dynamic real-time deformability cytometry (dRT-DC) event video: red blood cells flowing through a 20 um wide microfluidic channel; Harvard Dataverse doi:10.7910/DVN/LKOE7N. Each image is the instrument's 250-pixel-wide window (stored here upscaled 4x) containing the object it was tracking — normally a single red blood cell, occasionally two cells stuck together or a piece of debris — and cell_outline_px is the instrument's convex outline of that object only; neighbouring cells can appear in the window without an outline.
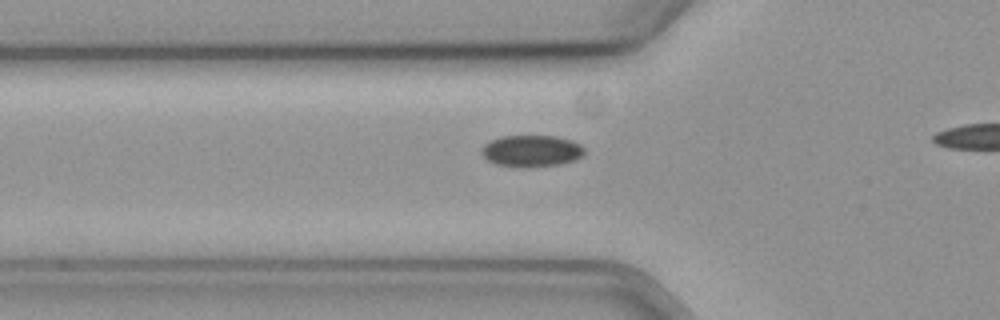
{"species": "common noctule bat (a hibernating species)", "species_latin": "Nyctalus noctula", "temperature_condition": "cold", "stored_images_in_passage": 33, "camera_frame_rate_fps": 3000, "um_per_image_px": 0.085, "animal": {"sex": "female", "body_mass_g": 19.3, "forearm_length_mm": 54.1}, "frame": {"image": 1, "passage_image": 6, "time_ms": 1.667, "image_size_px": [1000, 320], "cell_outline_px": [[584, 152], [580, 156], [572, 160], [560, 164], [524, 168], [496, 164], [488, 160], [480, 152], [484, 144], [500, 136], [556, 136], [572, 140], [580, 144], [584, 148]], "centroid_in_image_um": [45.15, 12.83], "position_along_channel_um": 80.6, "area_um2": 18.9}}